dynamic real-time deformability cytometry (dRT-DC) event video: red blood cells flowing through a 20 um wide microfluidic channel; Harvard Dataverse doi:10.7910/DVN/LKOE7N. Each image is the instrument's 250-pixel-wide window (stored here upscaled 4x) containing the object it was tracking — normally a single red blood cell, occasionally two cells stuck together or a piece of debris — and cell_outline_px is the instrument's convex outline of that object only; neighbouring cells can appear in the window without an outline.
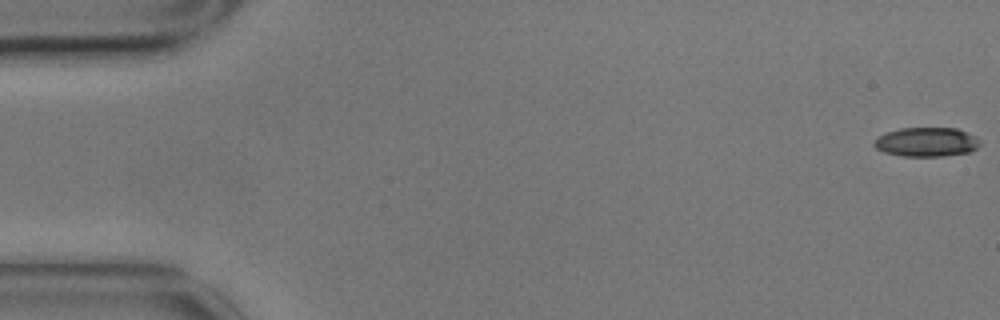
{"species": "common noctule bat (a hibernating species)", "species_latin": "Nyctalus noctula", "temperature_condition": "cold", "stored_images_in_passage": 23, "camera_frame_rate_fps": 3000, "um_per_image_px": 0.085, "animal": {"sex": "male", "body_mass_g": 17.9}, "frame": {"image": 1, "passage_image": 1, "time_ms": 0.0, "image_size_px": [1000, 320], "cell_outline_px": [[980, 144], [976, 148], [968, 152], [944, 156], [900, 156], [884, 152], [876, 148], [872, 144], [880, 136], [888, 132], [900, 128], [956, 128], [976, 136], [980, 140]], "centroid_in_image_um": [78.77, 12.07], "position_along_channel_um": 6.2, "area_um2": 17.92}}
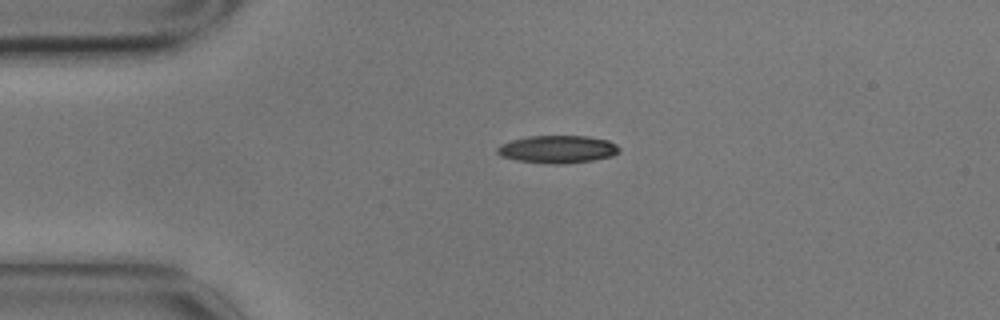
{"frame": {"image": 2, "passage_image": 13, "time_ms": 4.0, "image_size_px": [1000, 320], "cell_outline_px": [[620, 152], [612, 156], [592, 160], [564, 164], [552, 164], [516, 160], [500, 156], [496, 152], [496, 148], [500, 144], [512, 140], [528, 136], [588, 136], [608, 140], [616, 144], [620, 148]], "centroid_in_image_um": [47.39, 12.68], "position_along_channel_um": 37.6, "area_um2": 19.77}}